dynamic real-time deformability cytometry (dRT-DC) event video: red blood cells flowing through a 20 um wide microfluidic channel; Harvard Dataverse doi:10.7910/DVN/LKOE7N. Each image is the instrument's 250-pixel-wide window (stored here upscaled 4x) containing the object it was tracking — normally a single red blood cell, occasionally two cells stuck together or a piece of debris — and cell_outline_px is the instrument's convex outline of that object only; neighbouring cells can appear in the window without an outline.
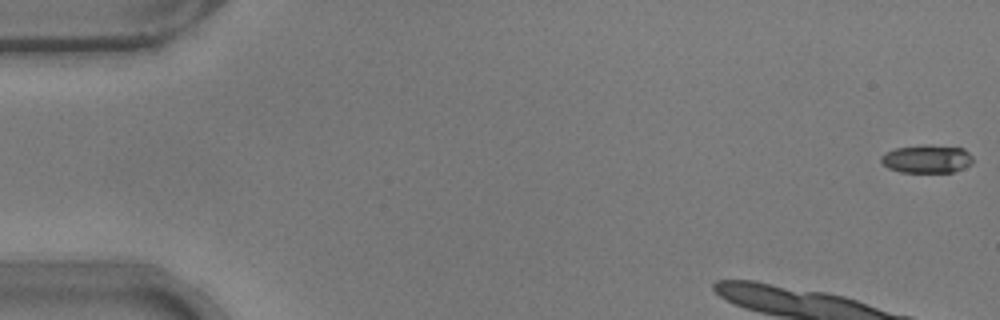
{"species": "common noctule bat (a hibernating species)", "species_latin": "Nyctalus noctula", "temperature_condition": "warm", "stored_images_in_passage": 12, "camera_frame_rate_fps": 3000, "um_per_image_px": 0.085, "animal": {"sex": "male", "body_mass_g": 17.9}, "frame": {"image": 1, "passage_image": 1, "time_ms": 0.0, "image_size_px": [1000, 320], "cell_outline_px": [[972, 164], [964, 168], [952, 172], [900, 172], [888, 168], [880, 160], [880, 156], [884, 152], [896, 148], [964, 148], [972, 156]], "centroid_in_image_um": [78.77, 13.57], "position_along_channel_um": 6.2, "area_um2": 14.22}}